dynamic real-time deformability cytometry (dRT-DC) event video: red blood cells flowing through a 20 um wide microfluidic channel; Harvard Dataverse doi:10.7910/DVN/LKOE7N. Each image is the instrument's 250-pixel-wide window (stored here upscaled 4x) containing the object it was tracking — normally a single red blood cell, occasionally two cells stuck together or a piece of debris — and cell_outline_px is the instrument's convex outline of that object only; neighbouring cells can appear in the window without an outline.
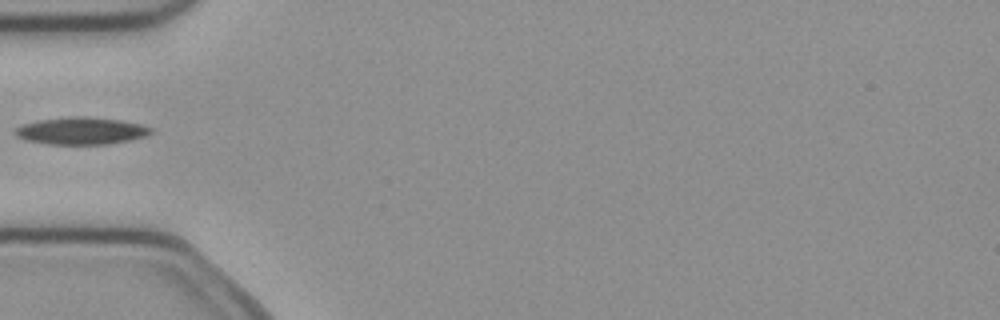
{"species": "common noctule bat (a hibernating species)", "species_latin": "Nyctalus noctula", "temperature_condition": "cold", "stored_images_in_passage": 35, "camera_frame_rate_fps": 3000, "um_per_image_px": 0.085, "animal": {"sex": "female", "body_mass_g": 21.9}, "frame": {"image": 1, "passage_image": 1, "time_ms": 0.0, "image_size_px": [1000, 320], "cell_outline_px": [[152, 132], [144, 136], [128, 140], [108, 144], [48, 144], [24, 140], [16, 136], [12, 132], [16, 128], [24, 124], [40, 120], [68, 116], [88, 116], [120, 120], [140, 124], [152, 128]], "centroid_in_image_um": [6.86, 11.12], "position_along_channel_um": 78.1, "area_um2": 21.5}}
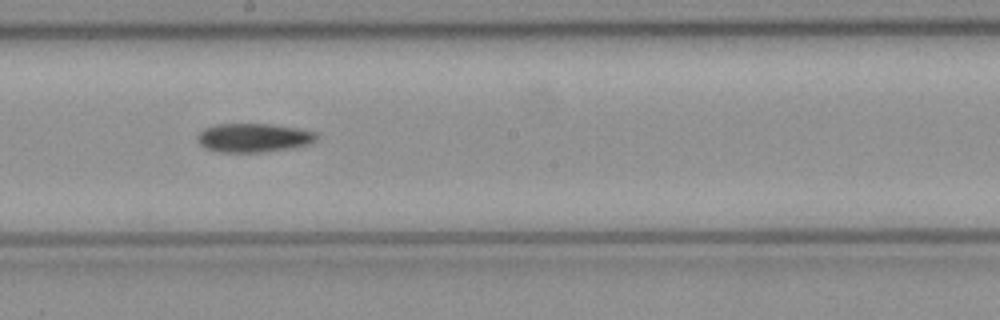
{"frame": {"image": 2, "passage_image": 12, "time_ms": 3.667, "image_size_px": [1000, 320], "cell_outline_px": [[316, 140], [308, 144], [288, 148], [264, 152], [220, 152], [204, 148], [200, 144], [196, 136], [204, 128], [216, 124], [272, 124], [296, 128], [316, 132]], "centroid_in_image_um": [21.51, 11.7], "position_along_channel_um": 226.7, "area_um2": 19.88}}
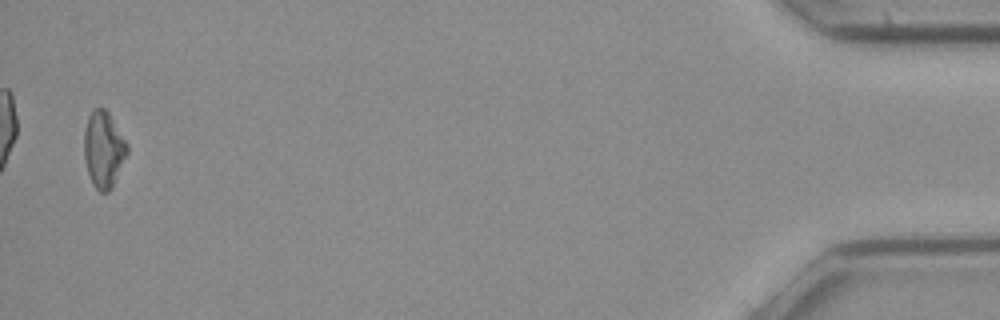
{"frame": {"image": 3, "passage_image": 34, "time_ms": 11.0, "image_size_px": [1000, 320], "cell_outline_px": [[128, 152], [112, 188], [108, 192], [100, 192], [96, 188], [88, 172], [84, 160], [84, 128], [88, 116], [96, 108], [104, 108], [108, 112], [128, 144]], "centroid_in_image_um": [8.8, 12.7], "position_along_channel_um": 426.4, "area_um2": 19.02}}